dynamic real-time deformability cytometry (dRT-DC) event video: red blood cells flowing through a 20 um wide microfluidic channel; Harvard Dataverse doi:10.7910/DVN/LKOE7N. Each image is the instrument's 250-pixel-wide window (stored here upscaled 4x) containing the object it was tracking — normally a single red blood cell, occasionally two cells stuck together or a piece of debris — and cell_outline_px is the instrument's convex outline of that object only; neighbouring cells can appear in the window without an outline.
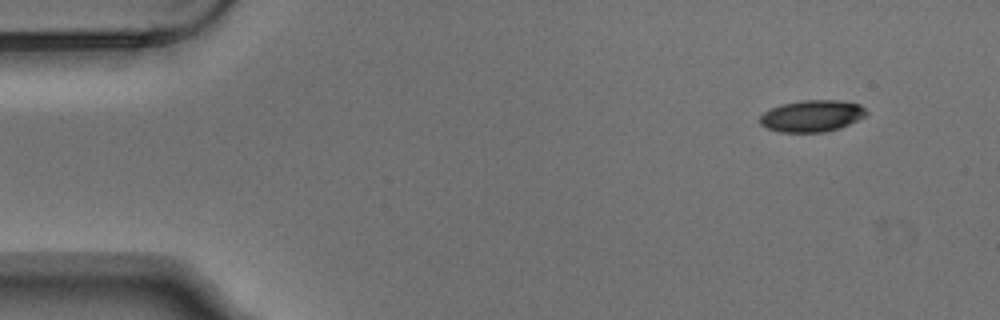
{"species": "Egyptian fruit bat (a non-hibernating species)", "species_latin": "Rousettus aegyptiacus", "temperature_condition": "warm", "stored_images_in_passage": 5, "segment_of_instrument_passage": [2, 2], "camera_frame_rate_fps": 3000, "um_per_image_px": 0.085, "animal": {"sex": "male"}, "frame": {"image": 1, "passage_image": 5, "time_ms": 1.333, "image_size_px": [1000, 320], "cell_outline_px": [[868, 112], [864, 116], [840, 128], [824, 132], [780, 132], [768, 128], [760, 124], [760, 116], [768, 108], [780, 104], [800, 100], [840, 100], [860, 104]], "centroid_in_image_um": [68.98, 9.84], "position_along_channel_um": 16.0, "area_um2": 19.71}}